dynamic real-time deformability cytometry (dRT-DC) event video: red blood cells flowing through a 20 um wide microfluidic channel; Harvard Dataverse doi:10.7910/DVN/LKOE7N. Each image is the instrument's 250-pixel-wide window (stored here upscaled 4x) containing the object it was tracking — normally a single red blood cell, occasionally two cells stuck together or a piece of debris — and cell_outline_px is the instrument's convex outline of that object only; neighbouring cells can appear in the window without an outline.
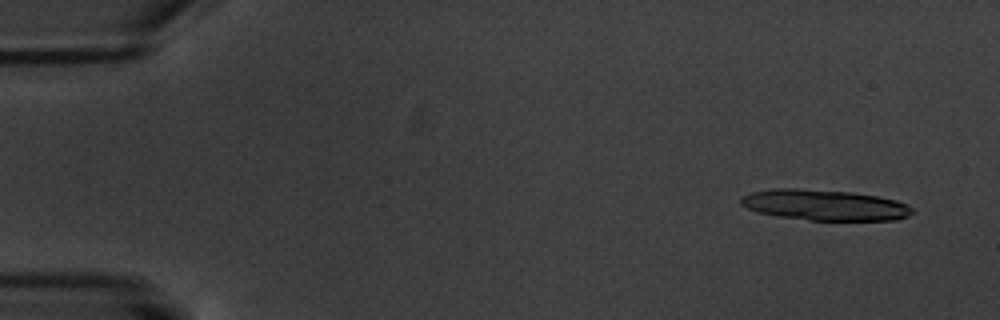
{"species": "common noctule bat (a hibernating species)", "species_latin": "Nyctalus noctula", "temperature_condition": "warm", "stored_images_in_passage": 6, "camera_frame_rate_fps": 3000, "um_per_image_px": 0.085, "animal": {"sex": "male", "body_mass_g": 20.1, "forearm_length_mm": 53.5}, "frame": {"image": 1, "passage_image": 1, "time_ms": 0.0, "image_size_px": [1000, 320], "cell_outline_px": [[912, 212], [908, 216], [896, 220], [808, 220], [776, 216], [756, 212], [740, 204], [740, 200], [744, 196], [752, 192], [772, 188], [796, 188], [852, 192], [876, 196], [896, 200], [908, 204], [912, 208]], "centroid_in_image_um": [70.08, 17.43], "position_along_channel_um": 14.9, "area_um2": 30.75}}
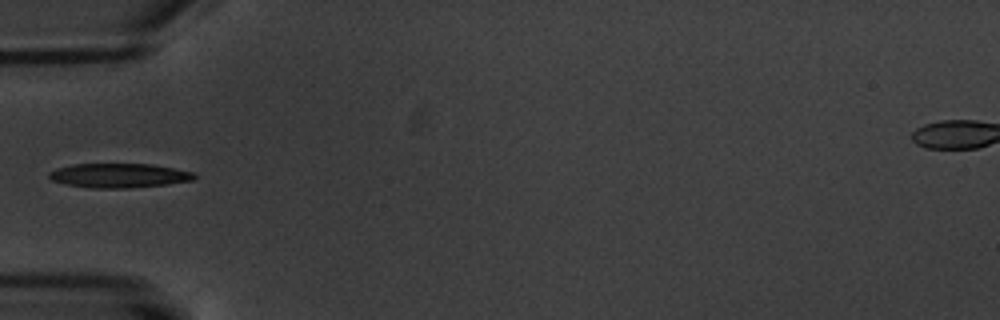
{"frame": {"image": 2, "passage_image": 6, "time_ms": 5.667, "image_size_px": [1000, 320], "cell_outline_px": [[196, 176], [192, 180], [168, 184], [128, 188], [92, 188], [68, 184], [52, 180], [48, 176], [48, 172], [56, 168], [72, 164], [152, 164], [196, 172]], "centroid_in_image_um": [10.13, 14.91], "position_along_channel_um": 74.9, "area_um2": 20.58}}